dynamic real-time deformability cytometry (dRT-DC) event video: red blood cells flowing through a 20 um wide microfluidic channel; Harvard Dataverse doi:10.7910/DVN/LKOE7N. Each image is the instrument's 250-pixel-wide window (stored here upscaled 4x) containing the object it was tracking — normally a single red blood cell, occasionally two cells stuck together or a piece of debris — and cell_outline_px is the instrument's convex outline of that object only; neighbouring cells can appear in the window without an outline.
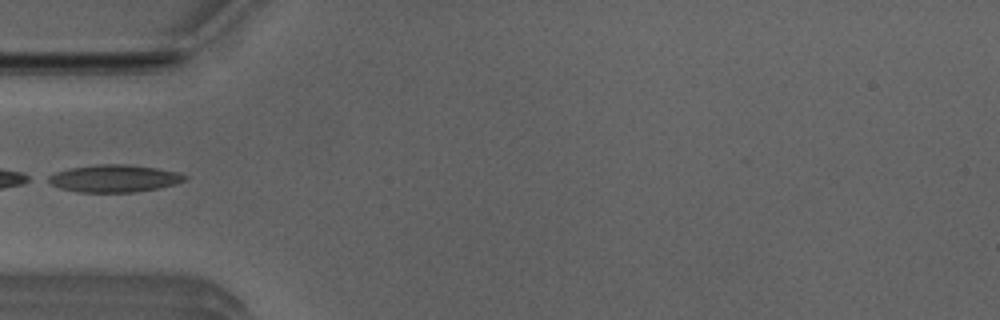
{"species": "Egyptian fruit bat (a non-hibernating species)", "species_latin": "Rousettus aegyptiacus", "temperature_condition": "room temperature", "stored_images_in_passage": 33, "camera_frame_rate_fps": 3000, "um_per_image_px": 0.085, "animal": {"sex": "male"}, "frame": {"image": 1, "passage_image": 1, "time_ms": 0.0, "image_size_px": [1000, 320], "cell_outline_px": [[188, 180], [176, 184], [160, 188], [136, 192], [76, 192], [60, 188], [44, 180], [48, 176], [56, 172], [72, 168], [96, 164], [128, 164], [156, 168], [176, 172], [188, 176]], "centroid_in_image_um": [9.73, 15.17], "position_along_channel_um": 75.3, "area_um2": 21.91}}
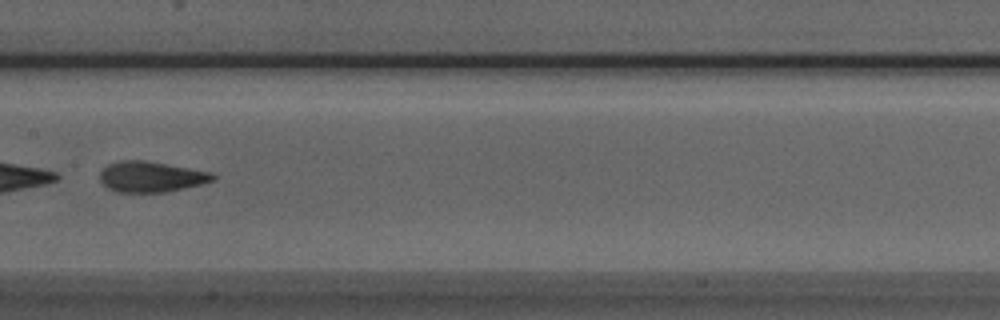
{"frame": {"image": 2, "passage_image": 10, "time_ms": 3.0, "image_size_px": [1000, 320], "cell_outline_px": [[216, 180], [184, 188], [164, 192], [116, 192], [108, 188], [100, 180], [100, 172], [108, 164], [124, 160], [144, 160], [212, 172], [216, 176]], "centroid_in_image_um": [12.85, 15.02], "position_along_channel_um": 194.6, "area_um2": 20.06}}
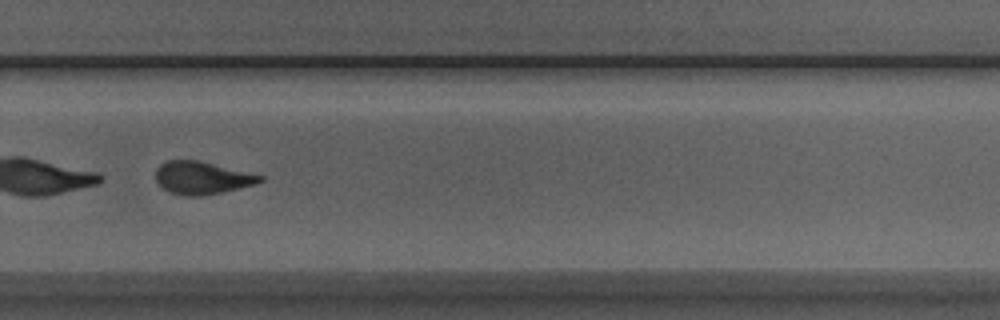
{"frame": {"image": 3, "passage_image": 19, "time_ms": 6.0, "image_size_px": [1000, 320], "cell_outline_px": [[264, 180], [256, 184], [220, 192], [200, 196], [184, 196], [168, 192], [156, 180], [156, 168], [160, 164], [168, 160], [200, 160], [264, 176]], "centroid_in_image_um": [17.16, 15.11], "position_along_channel_um": 312.6, "area_um2": 19.83}}